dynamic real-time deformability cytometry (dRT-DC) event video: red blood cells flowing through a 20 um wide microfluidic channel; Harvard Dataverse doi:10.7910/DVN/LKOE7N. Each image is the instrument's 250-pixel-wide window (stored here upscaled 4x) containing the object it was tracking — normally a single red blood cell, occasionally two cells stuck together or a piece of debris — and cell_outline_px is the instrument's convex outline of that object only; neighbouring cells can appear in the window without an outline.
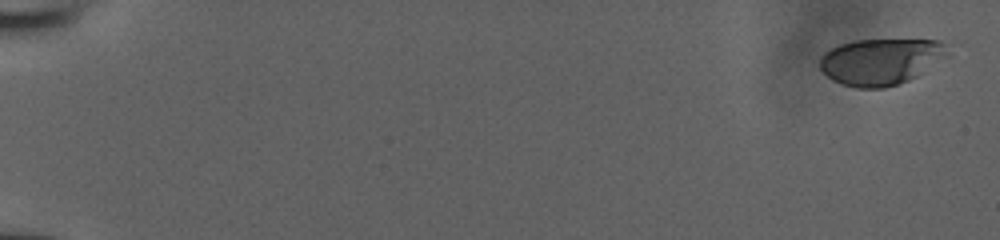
{"species": "human", "species_latin": "Homo sapiens", "temperature_condition": "room temperature", "stored_images_in_passage": 7, "camera_frame_rate_fps": 3000, "um_per_image_px": 0.085, "donor": {"sex": "male"}, "frame": {"image": 1, "passage_image": 1, "time_ms": 0.0, "image_size_px": [1000, 240], "cell_outline_px": [[948, 56], [916, 76], [908, 80], [884, 88], [856, 88], [832, 80], [820, 68], [820, 56], [824, 52], [840, 44], [852, 40], [940, 40], [948, 44]], "centroid_in_image_um": [74.87, 5.22], "position_along_channel_um": 10.1, "area_um2": 34.51}}
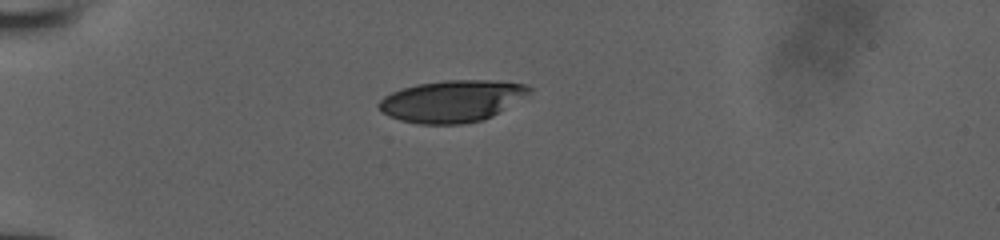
{"frame": {"image": 2, "passage_image": 6, "time_ms": 1.667, "image_size_px": [1000, 240], "cell_outline_px": [[536, 88], [492, 116], [484, 120], [460, 124], [416, 124], [400, 120], [388, 116], [380, 112], [376, 104], [384, 96], [392, 92], [416, 84], [444, 80], [500, 80], [528, 84]], "centroid_in_image_um": [38.4, 8.58], "position_along_channel_um": 46.6, "area_um2": 36.88}}